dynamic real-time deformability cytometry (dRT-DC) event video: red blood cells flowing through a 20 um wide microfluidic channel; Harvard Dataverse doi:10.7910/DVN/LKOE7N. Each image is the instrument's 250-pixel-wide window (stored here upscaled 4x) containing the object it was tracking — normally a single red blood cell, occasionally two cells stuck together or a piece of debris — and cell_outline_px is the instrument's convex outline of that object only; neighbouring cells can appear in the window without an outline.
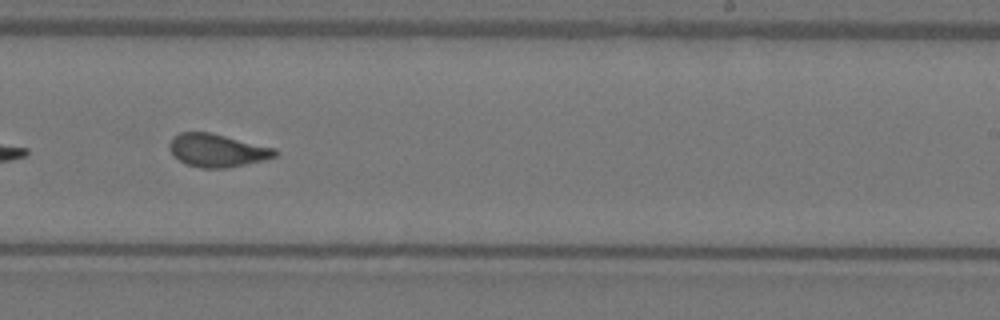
{"species": "Egyptian fruit bat (a non-hibernating species)", "species_latin": "Rousettus aegyptiacus", "temperature_condition": "warm", "stored_images_in_passage": 40, "camera_frame_rate_fps": 3000, "um_per_image_px": 0.085, "animal": {"sex": "female"}, "frame": {"image": 1, "passage_image": 34, "time_ms": 11.0, "image_size_px": [1000, 320], "cell_outline_px": [[280, 152], [276, 156], [264, 160], [228, 168], [200, 168], [184, 164], [168, 148], [168, 144], [172, 136], [180, 132], [208, 132], [276, 148]], "centroid_in_image_um": [18.46, 12.79], "position_along_channel_um": 270.5, "area_um2": 20.4}}